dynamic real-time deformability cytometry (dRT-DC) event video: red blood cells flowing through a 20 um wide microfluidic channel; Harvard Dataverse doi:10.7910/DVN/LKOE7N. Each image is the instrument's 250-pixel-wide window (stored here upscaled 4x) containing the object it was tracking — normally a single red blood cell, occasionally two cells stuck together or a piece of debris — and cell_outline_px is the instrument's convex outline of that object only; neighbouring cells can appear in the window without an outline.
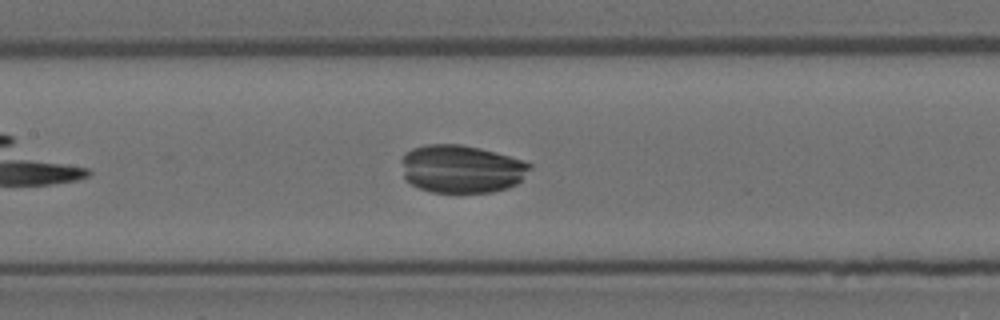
{"species": "Egyptian fruit bat (a non-hibernating species)", "species_latin": "Rousettus aegyptiacus", "temperature_condition": "room temperature", "stored_images_in_passage": 35, "camera_frame_rate_fps": 3000, "um_per_image_px": 0.085, "animal": {"sex": "female"}, "frame": {"image": 1, "passage_image": 11, "time_ms": 3.333, "image_size_px": [1000, 320], "cell_outline_px": [[532, 168], [516, 184], [508, 188], [492, 192], [432, 192], [420, 188], [412, 184], [404, 176], [400, 160], [412, 148], [428, 144], [460, 144], [480, 148], [524, 160], [532, 164]], "centroid_in_image_um": [39.24, 14.35], "position_along_channel_um": 168.2, "area_um2": 35.84}}
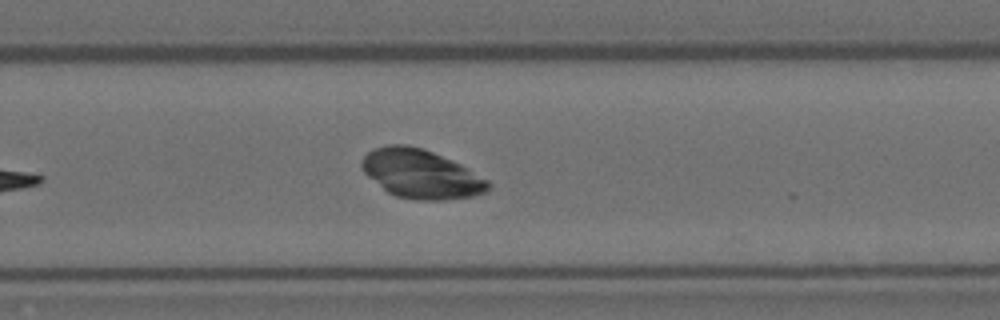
{"frame": {"image": 2, "passage_image": 21, "time_ms": 6.667, "image_size_px": [1000, 320], "cell_outline_px": [[492, 184], [484, 192], [472, 196], [444, 200], [416, 200], [396, 196], [388, 192], [368, 176], [360, 168], [360, 160], [368, 152], [376, 148], [388, 144], [404, 144], [420, 148], [432, 152], [452, 160], [468, 168], [488, 180]], "centroid_in_image_um": [35.77, 14.79], "position_along_channel_um": 294.0, "area_um2": 35.78}}
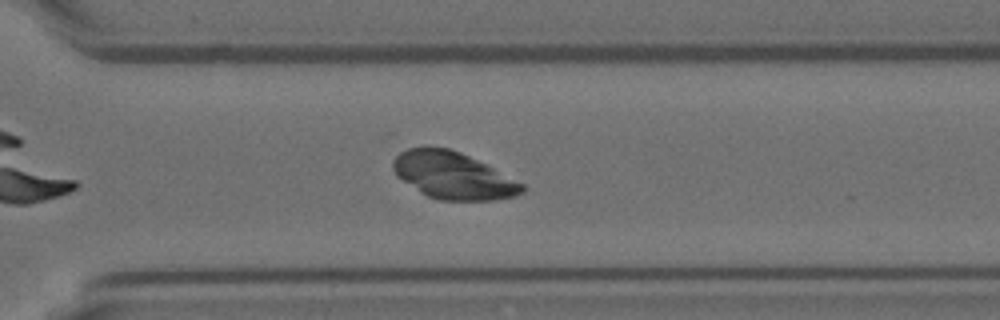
{"frame": {"image": 3, "passage_image": 24, "time_ms": 7.667, "image_size_px": [1000, 320], "cell_outline_px": [[524, 192], [516, 196], [496, 200], [440, 200], [428, 196], [396, 176], [392, 168], [392, 160], [400, 152], [408, 148], [448, 148], [460, 152], [524, 184]], "centroid_in_image_um": [38.5, 14.93], "position_along_channel_um": 332.1, "area_um2": 34.74}}